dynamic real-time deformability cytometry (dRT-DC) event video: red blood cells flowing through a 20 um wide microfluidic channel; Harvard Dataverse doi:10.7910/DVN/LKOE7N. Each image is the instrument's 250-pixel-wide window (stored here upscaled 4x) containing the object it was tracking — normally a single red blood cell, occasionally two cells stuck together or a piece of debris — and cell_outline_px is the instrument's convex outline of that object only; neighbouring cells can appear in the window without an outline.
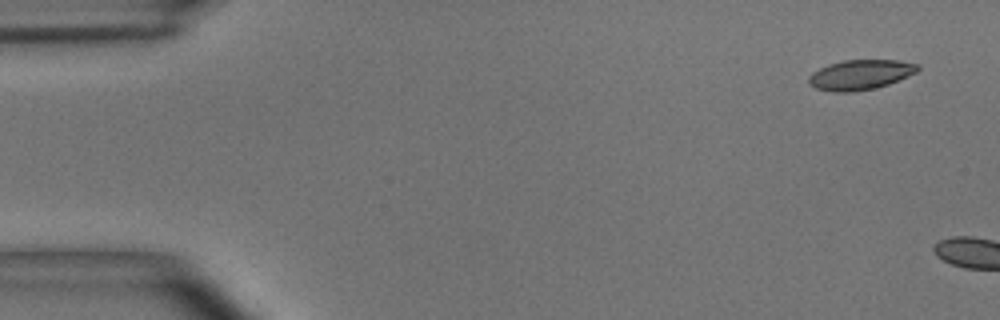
{"species": "common noctule bat (a hibernating species)", "species_latin": "Nyctalus noctula", "temperature_condition": "room temperature", "stored_images_in_passage": 2, "camera_frame_rate_fps": 3000, "um_per_image_px": 0.085, "animal": {"sex": "male", "body_mass_g": 15.6}, "frame": {"image": 1, "passage_image": 1, "time_ms": 0.0, "image_size_px": [1000, 320], "cell_outline_px": [[920, 68], [916, 72], [908, 76], [888, 84], [876, 88], [852, 92], [836, 92], [816, 88], [808, 84], [808, 76], [812, 72], [828, 64], [844, 60], [900, 60], [920, 64]], "centroid_in_image_um": [73.13, 6.35], "position_along_channel_um": 11.9, "area_um2": 19.13}}